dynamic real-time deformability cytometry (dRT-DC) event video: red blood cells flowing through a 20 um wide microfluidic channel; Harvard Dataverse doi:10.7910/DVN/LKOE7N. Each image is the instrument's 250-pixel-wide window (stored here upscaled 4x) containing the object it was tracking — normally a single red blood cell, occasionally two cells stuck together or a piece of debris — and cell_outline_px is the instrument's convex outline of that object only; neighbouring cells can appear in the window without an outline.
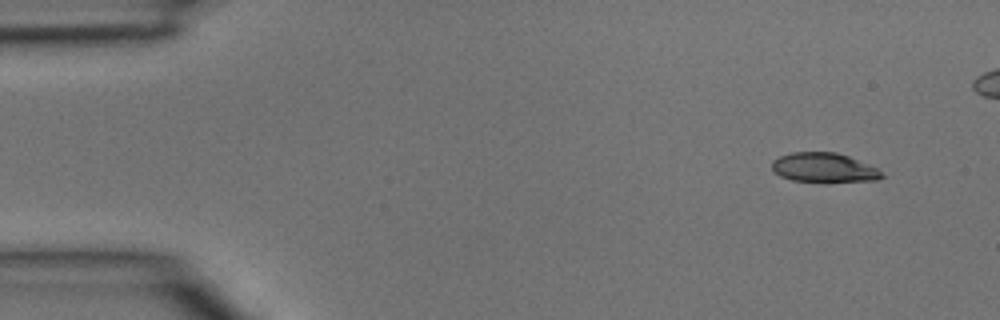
{"species": "common noctule bat (a hibernating species)", "species_latin": "Nyctalus noctula", "temperature_condition": "room temperature", "stored_images_in_passage": 4, "camera_frame_rate_fps": 3000, "um_per_image_px": 0.085, "animal": {"sex": "male", "body_mass_g": 15.6}, "frame": {"image": 1, "passage_image": 1, "time_ms": 0.0, "image_size_px": [1000, 320], "cell_outline_px": [[884, 176], [876, 180], [792, 180], [780, 176], [772, 168], [772, 160], [780, 156], [792, 152], [836, 152], [848, 156], [876, 168]], "centroid_in_image_um": [69.97, 14.21], "position_along_channel_um": 15.0, "area_um2": 18.03}}